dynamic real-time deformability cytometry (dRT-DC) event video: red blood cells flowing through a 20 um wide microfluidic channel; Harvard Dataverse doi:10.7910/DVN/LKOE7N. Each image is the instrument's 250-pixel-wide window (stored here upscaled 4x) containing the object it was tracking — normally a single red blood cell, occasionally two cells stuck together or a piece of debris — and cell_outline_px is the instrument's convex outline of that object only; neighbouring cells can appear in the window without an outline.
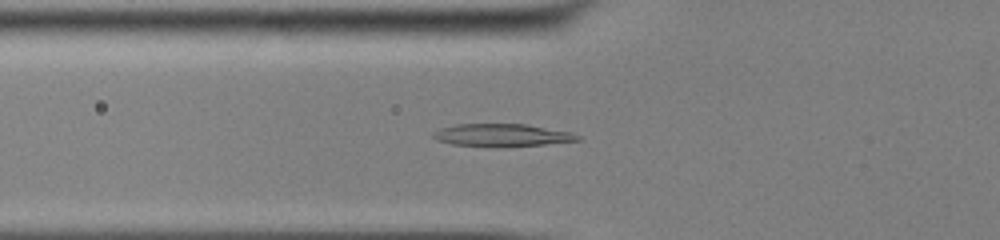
{"species": "common noctule bat (a hibernating species)", "species_latin": "Nyctalus noctula", "temperature_condition": "cold", "stored_images_in_passage": 50, "camera_frame_rate_fps": 3000, "um_per_image_px": 0.085, "animal": {"sex": "male", "body_mass_g": 13.0, "forearm_length_mm": 53.1}, "frame": {"image": 1, "passage_image": 17, "time_ms": 5.333, "image_size_px": [1000, 240], "cell_outline_px": [[580, 140], [544, 144], [504, 148], [452, 144], [436, 140], [432, 136], [432, 132], [440, 128], [456, 124], [524, 124], [572, 132], [580, 136]], "centroid_in_image_um": [42.64, 11.5], "position_along_channel_um": 83.2, "area_um2": 19.25}}
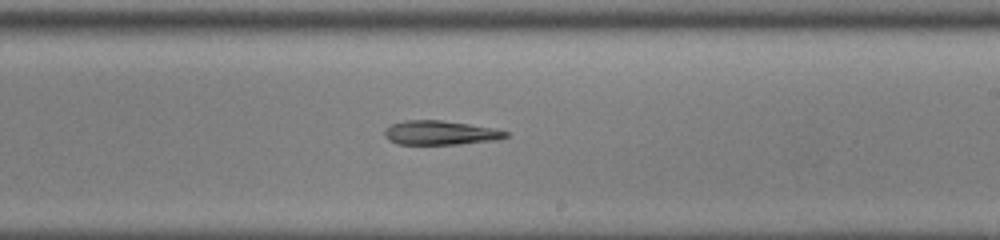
{"frame": {"image": 2, "passage_image": 30, "time_ms": 9.667, "image_size_px": [1000, 240], "cell_outline_px": [[508, 136], [496, 140], [460, 144], [396, 144], [388, 140], [384, 136], [384, 128], [392, 124], [404, 120], [440, 120], [496, 128], [508, 132]], "centroid_in_image_um": [37.4, 11.28], "position_along_channel_um": 251.6, "area_um2": 17.17}}
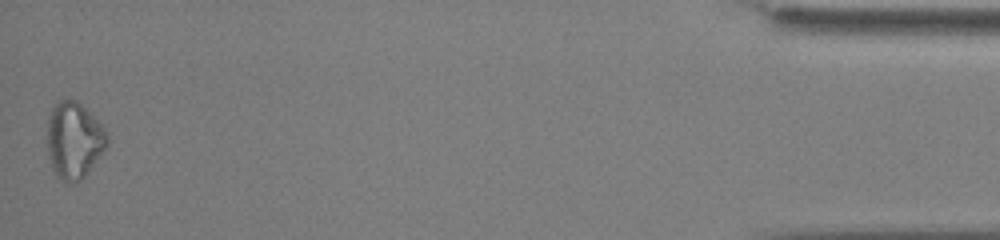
{"frame": {"image": 3, "passage_image": 50, "time_ms": 16.333, "image_size_px": [1000, 240], "cell_outline_px": [[108, 144], [88, 172], [80, 180], [72, 184], [64, 184], [56, 176], [52, 168], [48, 156], [48, 120], [52, 108], [56, 100], [76, 100], [108, 132]], "centroid_in_image_um": [6.27, 11.96], "position_along_channel_um": 428.9, "area_um2": 26.65}}